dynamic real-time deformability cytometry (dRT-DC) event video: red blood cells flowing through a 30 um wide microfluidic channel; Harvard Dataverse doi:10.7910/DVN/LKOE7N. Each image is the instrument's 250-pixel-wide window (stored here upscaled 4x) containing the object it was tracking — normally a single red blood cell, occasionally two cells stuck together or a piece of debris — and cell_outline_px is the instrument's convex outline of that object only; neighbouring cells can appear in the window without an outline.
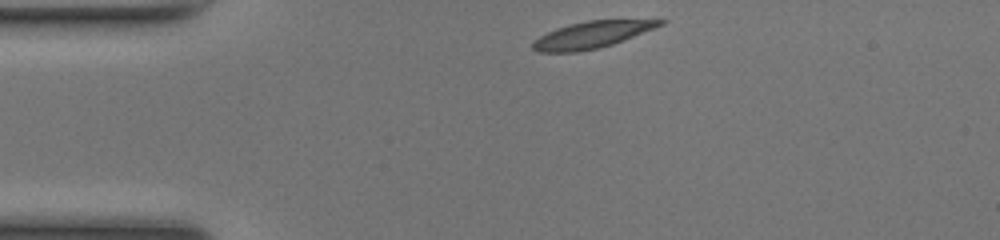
{"species": "common noctule bat (a hibernating species)", "species_latin": "Nyctalus noctula", "temperature_condition": "room temperature", "stored_images_in_passage": 40, "camera_frame_rate_fps": 3000, "um_per_image_px": 0.085, "animal": {"sex": "female", "body_mass_g": 17.0, "forearm_length_mm": 48.0}, "frame": {"image": 1, "passage_image": 1, "time_ms": 0.0, "image_size_px": [1000, 240], "cell_outline_px": [[668, 20], [664, 24], [612, 44], [600, 48], [576, 52], [536, 52], [532, 48], [532, 44], [540, 36], [556, 28], [588, 20]], "centroid_in_image_um": [50.28, 2.96], "position_along_channel_um": 34.7, "area_um2": 19.42}}
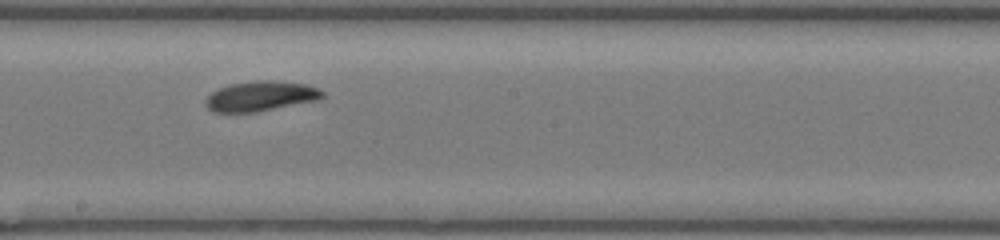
{"frame": {"image": 2, "passage_image": 18, "time_ms": 5.667, "image_size_px": [1000, 240], "cell_outline_px": [[324, 96], [320, 100], [256, 112], [212, 112], [204, 104], [204, 100], [212, 92], [228, 84], [256, 80], [276, 80], [308, 84], [320, 88], [324, 92]], "centroid_in_image_um": [22.19, 8.16], "position_along_channel_um": 226.0, "area_um2": 20.81}}
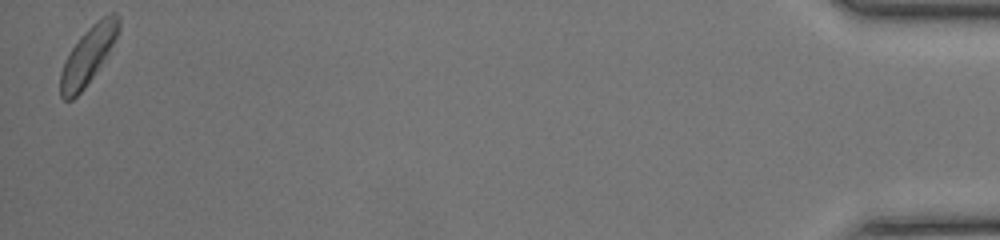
{"frame": {"image": 3, "passage_image": 40, "time_ms": 13.0, "image_size_px": [1000, 240], "cell_outline_px": [[120, 32], [100, 64], [84, 88], [72, 100], [64, 100], [60, 96], [60, 72], [64, 60], [72, 48], [84, 32], [92, 24], [108, 12], [116, 12], [120, 16]], "centroid_in_image_um": [7.49, 4.67], "position_along_channel_um": 427.7, "area_um2": 19.19}, "authors_computed_cell_mechanics": {"area_um2": 19.8543, "velocity_mm_per_s": 4.1116, "shape_relaxation_time_tau1_ms": 2.8307, "shape_relaxation_time_tau2_ms": null, "deformation_change_tau1": 0.1336, "deformation_change_tau2": null}}